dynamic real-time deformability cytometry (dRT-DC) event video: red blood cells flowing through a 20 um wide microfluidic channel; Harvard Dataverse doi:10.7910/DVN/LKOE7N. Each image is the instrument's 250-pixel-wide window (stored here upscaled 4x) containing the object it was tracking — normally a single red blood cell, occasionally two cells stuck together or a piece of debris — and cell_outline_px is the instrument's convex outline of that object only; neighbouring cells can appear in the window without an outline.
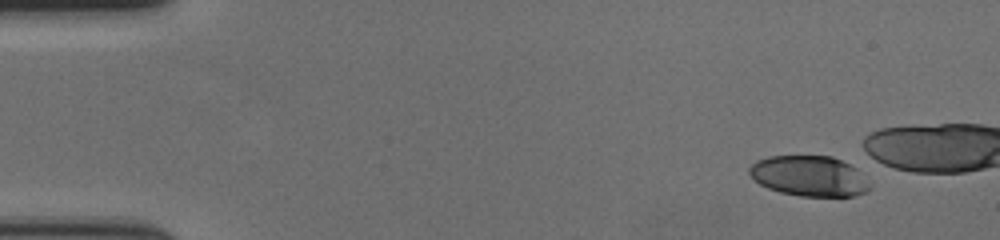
{"species": "human", "species_latin": "Homo sapiens", "temperature_condition": "cold", "stored_images_in_passage": 14, "camera_frame_rate_fps": 3000, "um_per_image_px": 0.085, "donor": {"sex": "female"}, "frame": {"image": 1, "passage_image": 1, "time_ms": 0.0, "image_size_px": [1000, 240], "cell_outline_px": [[872, 188], [868, 192], [856, 196], [800, 196], [780, 192], [768, 188], [760, 184], [748, 172], [748, 168], [756, 160], [768, 156], [832, 156], [856, 168], [872, 184]], "centroid_in_image_um": [68.82, 14.97], "position_along_channel_um": 16.2, "area_um2": 28.55}}